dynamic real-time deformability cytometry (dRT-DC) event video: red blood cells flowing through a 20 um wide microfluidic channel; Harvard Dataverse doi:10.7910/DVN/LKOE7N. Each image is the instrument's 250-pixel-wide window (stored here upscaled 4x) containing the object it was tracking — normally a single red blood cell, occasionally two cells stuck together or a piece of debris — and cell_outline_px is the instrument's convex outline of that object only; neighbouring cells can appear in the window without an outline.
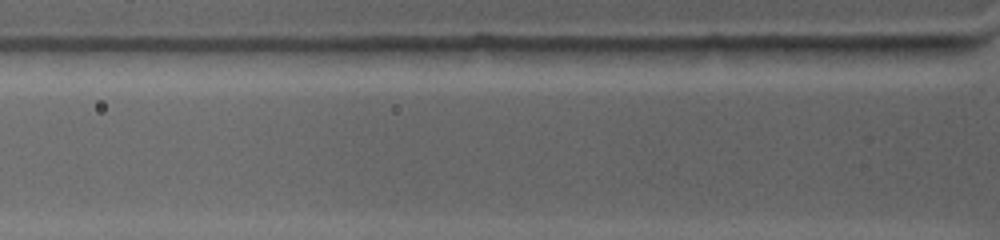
{"species": "common noctule bat (a hibernating species)", "species_latin": "Nyctalus noctula", "temperature_condition": "warm", "stored_images_in_passage": 2, "segment_of_instrument_passage": [2, 2], "camera_frame_rate_fps": 4500, "um_per_image_px": 0.085, "animal": {"sex": "female", "body_mass_g": 19.0, "forearm_length_mm": 53.3}, "frame": {"image": 1, "passage_image": 2, "time_ms": 0.444, "image_size_px": [1000, 240], "cell_outline_px": [[944, 48], [936, 56], [920, 60], [896, 60], [820, 56], [780, 48], [796, 44], [944, 44]], "centroid_in_image_um": [74.05, 4.32], "position_along_channel_um": 51.7, "area_um2": 14.62}}